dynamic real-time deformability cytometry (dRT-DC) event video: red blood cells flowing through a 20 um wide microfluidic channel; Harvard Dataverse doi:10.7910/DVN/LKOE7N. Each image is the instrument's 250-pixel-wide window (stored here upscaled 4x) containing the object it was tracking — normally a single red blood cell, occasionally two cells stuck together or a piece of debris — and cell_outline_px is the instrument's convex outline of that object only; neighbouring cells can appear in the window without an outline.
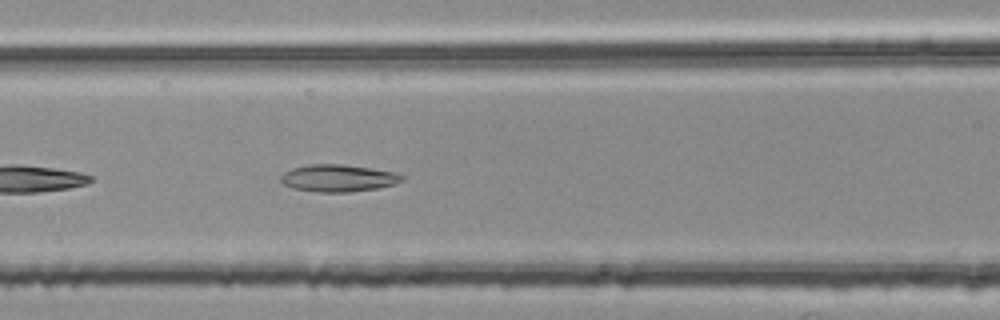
{"species": "common noctule bat (a hibernating species)", "species_latin": "Nyctalus noctula", "temperature_condition": "room temperature", "stored_images_in_passage": 38, "camera_frame_rate_fps": 3000, "um_per_image_px": 0.085, "animal": {"sex": "female", "body_mass_g": 25.1}, "frame": {"image": 1, "passage_image": 8, "time_ms": 2.333, "image_size_px": [1000, 320], "cell_outline_px": [[404, 180], [396, 184], [376, 188], [348, 192], [316, 192], [292, 188], [284, 184], [280, 180], [280, 176], [284, 172], [292, 168], [308, 164], [344, 164], [392, 172], [404, 176]], "centroid_in_image_um": [28.71, 15.14], "position_along_channel_um": 137.9, "area_um2": 19.13}}
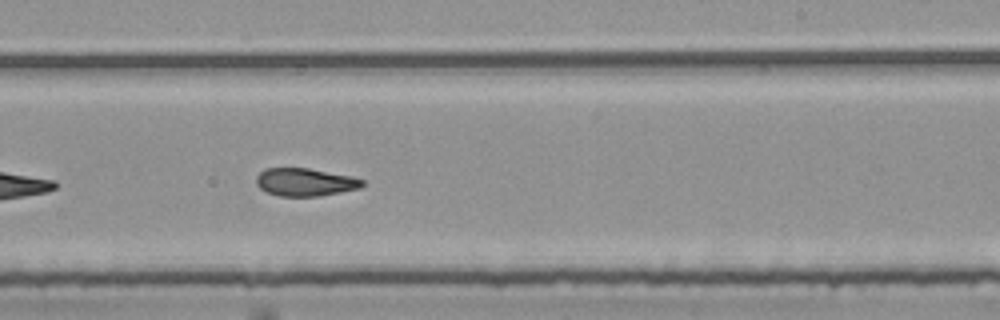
{"frame": {"image": 2, "passage_image": 18, "time_ms": 5.667, "image_size_px": [1000, 320], "cell_outline_px": [[364, 184], [360, 188], [320, 196], [280, 196], [268, 192], [260, 188], [256, 184], [256, 176], [264, 168], [308, 168], [348, 176], [364, 180]], "centroid_in_image_um": [25.9, 15.48], "position_along_channel_um": 263.1, "area_um2": 17.05}}
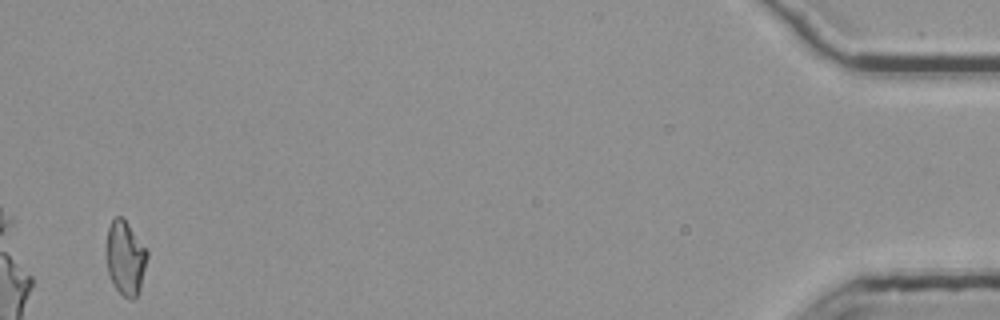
{"frame": {"image": 3, "passage_image": 38, "time_ms": 12.333, "image_size_px": [1000, 320], "cell_outline_px": [[148, 256], [140, 288], [136, 296], [132, 300], [128, 300], [116, 288], [108, 276], [104, 252], [108, 228], [112, 220], [116, 216], [120, 216], [128, 224], [148, 252]], "centroid_in_image_um": [10.61, 21.94], "position_along_channel_um": 424.6, "area_um2": 17.8}, "authors_computed_cell_mechanics": {"area_um2": 17.918, "velocity_mm_per_s": 3.766, "shape_relaxation_time_tau1_ms": null, "shape_relaxation_time_tau2_ms": 2.5029, "deformation_change_tau1": null, "deformation_change_tau2": 0.0942}}